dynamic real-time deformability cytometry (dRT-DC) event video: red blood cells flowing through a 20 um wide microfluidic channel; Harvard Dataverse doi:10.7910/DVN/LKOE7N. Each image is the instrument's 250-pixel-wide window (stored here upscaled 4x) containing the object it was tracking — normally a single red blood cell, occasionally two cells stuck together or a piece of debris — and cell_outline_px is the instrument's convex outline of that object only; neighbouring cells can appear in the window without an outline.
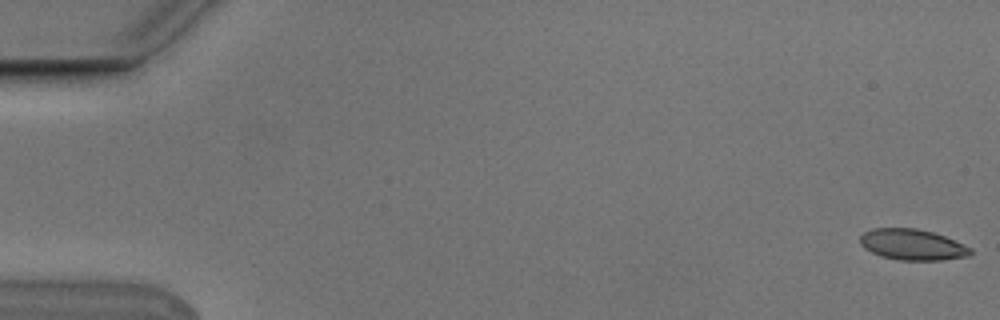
{"species": "Egyptian fruit bat (a non-hibernating species)", "species_latin": "Rousettus aegyptiacus", "temperature_condition": "cold", "stored_images_in_passage": 6, "camera_frame_rate_fps": 3000, "um_per_image_px": 0.085, "animal": {"sex": "male"}, "frame": {"image": 1, "passage_image": 1, "time_ms": 0.0, "image_size_px": [1000, 320], "cell_outline_px": [[972, 252], [968, 256], [940, 260], [900, 260], [880, 256], [864, 248], [860, 244], [860, 236], [864, 232], [872, 228], [916, 228], [932, 232], [944, 236], [972, 248]], "centroid_in_image_um": [77.52, 20.79], "position_along_channel_um": 7.5, "area_um2": 19.83}}
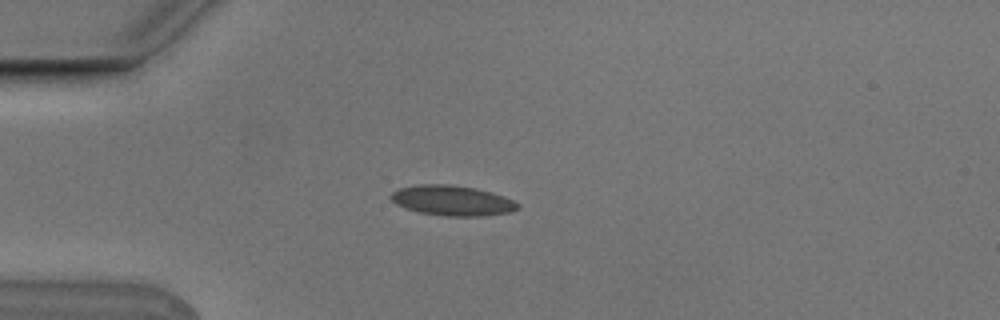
{"frame": {"image": 2, "passage_image": 5, "time_ms": 1.333, "image_size_px": [1000, 320], "cell_outline_px": [[520, 208], [512, 212], [484, 216], [444, 216], [420, 212], [404, 208], [396, 204], [388, 196], [392, 192], [400, 188], [420, 184], [448, 184], [476, 188], [492, 192], [504, 196], [520, 204]], "centroid_in_image_um": [38.46, 17.05], "position_along_channel_um": 46.5, "area_um2": 22.48}}